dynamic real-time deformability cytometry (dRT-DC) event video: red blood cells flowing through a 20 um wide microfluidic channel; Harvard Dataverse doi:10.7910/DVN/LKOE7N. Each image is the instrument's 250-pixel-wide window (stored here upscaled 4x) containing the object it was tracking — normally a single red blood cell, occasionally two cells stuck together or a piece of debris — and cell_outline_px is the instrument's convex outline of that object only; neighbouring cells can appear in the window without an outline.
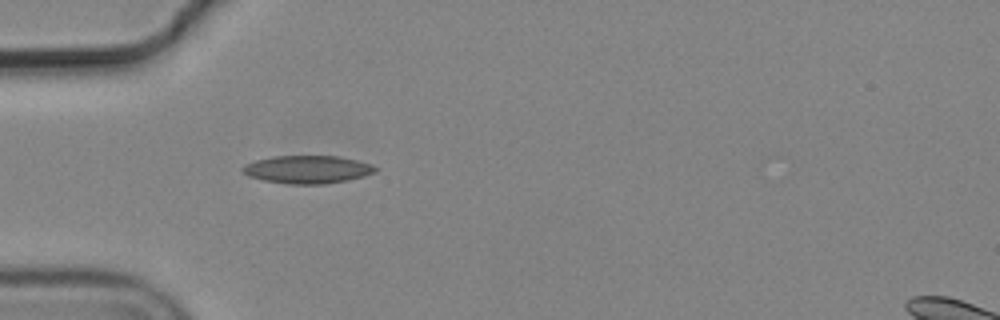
{"species": "common noctule bat (a hibernating species)", "species_latin": "Nyctalus noctula", "temperature_condition": "cold", "stored_images_in_passage": 32, "camera_frame_rate_fps": 3000, "um_per_image_px": 0.085, "animal": {"sex": "male", "body_mass_g": 19.2, "forearm_length_mm": 51.8}, "frame": {"image": 1, "passage_image": 1, "time_ms": 0.0, "image_size_px": [1000, 320], "cell_outline_px": [[376, 172], [364, 176], [324, 184], [288, 184], [264, 180], [248, 176], [240, 168], [244, 164], [256, 160], [276, 156], [340, 156], [372, 164], [376, 168]], "centroid_in_image_um": [26.12, 14.4], "position_along_channel_um": 58.9, "area_um2": 21.44}}
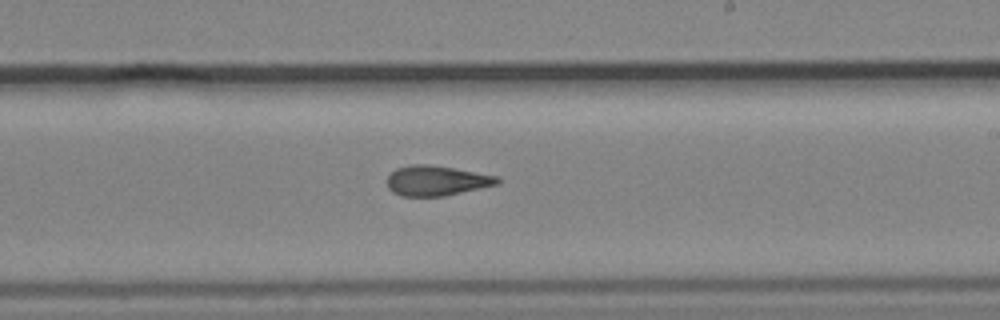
{"frame": {"image": 2, "passage_image": 17, "time_ms": 5.333, "image_size_px": [1000, 320], "cell_outline_px": [[500, 184], [444, 196], [400, 196], [392, 192], [388, 188], [388, 176], [396, 168], [412, 164], [428, 164], [500, 176]], "centroid_in_image_um": [37.12, 15.36], "position_along_channel_um": 251.9, "area_um2": 19.36}}
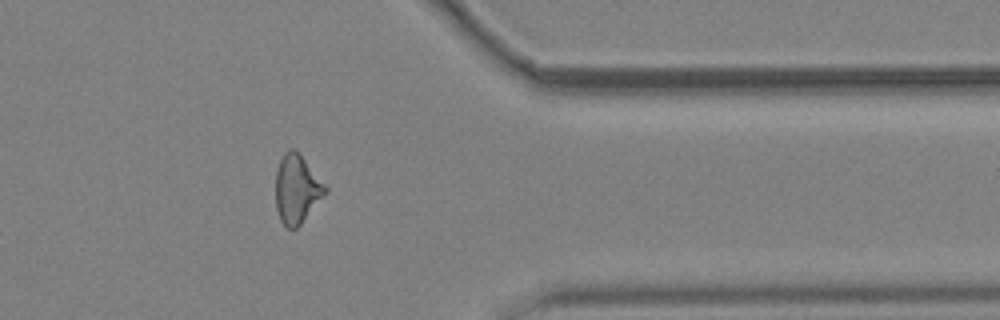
{"frame": {"image": 3, "passage_image": 29, "time_ms": 9.333, "image_size_px": [1000, 320], "cell_outline_px": [[328, 188], [300, 224], [296, 228], [288, 228], [280, 220], [276, 208], [276, 172], [280, 160], [284, 152], [288, 148], [292, 148], [300, 152]], "centroid_in_image_um": [25.2, 16.01], "position_along_channel_um": 386.2, "area_um2": 19.54}, "authors_computed_cell_mechanics": {"area_um2": 19.5364, "velocity_mm_per_s": 3.7101, "shape_relaxation_time_tau1_ms": null, "shape_relaxation_time_tau2_ms": 3.6347, "deformation_change_tau1": null, "deformation_change_tau2": 0.1183}}